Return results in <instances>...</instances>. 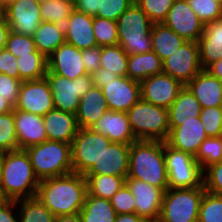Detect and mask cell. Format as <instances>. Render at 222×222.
Returning a JSON list of instances; mask_svg holds the SVG:
<instances>
[{"instance_id": "1", "label": "cell", "mask_w": 222, "mask_h": 222, "mask_svg": "<svg viewBox=\"0 0 222 222\" xmlns=\"http://www.w3.org/2000/svg\"><path fill=\"white\" fill-rule=\"evenodd\" d=\"M87 194L84 175L70 173L40 180L36 197L55 215L79 213Z\"/></svg>"}, {"instance_id": "2", "label": "cell", "mask_w": 222, "mask_h": 222, "mask_svg": "<svg viewBox=\"0 0 222 222\" xmlns=\"http://www.w3.org/2000/svg\"><path fill=\"white\" fill-rule=\"evenodd\" d=\"M126 178H135L148 184L168 189V177L164 156V141L136 140L130 145L129 173Z\"/></svg>"}, {"instance_id": "3", "label": "cell", "mask_w": 222, "mask_h": 222, "mask_svg": "<svg viewBox=\"0 0 222 222\" xmlns=\"http://www.w3.org/2000/svg\"><path fill=\"white\" fill-rule=\"evenodd\" d=\"M39 183L25 149L4 152L1 199L34 198Z\"/></svg>"}, {"instance_id": "4", "label": "cell", "mask_w": 222, "mask_h": 222, "mask_svg": "<svg viewBox=\"0 0 222 222\" xmlns=\"http://www.w3.org/2000/svg\"><path fill=\"white\" fill-rule=\"evenodd\" d=\"M39 180L59 177L73 172L71 144L61 141H44L25 149Z\"/></svg>"}, {"instance_id": "5", "label": "cell", "mask_w": 222, "mask_h": 222, "mask_svg": "<svg viewBox=\"0 0 222 222\" xmlns=\"http://www.w3.org/2000/svg\"><path fill=\"white\" fill-rule=\"evenodd\" d=\"M152 26L149 17L134 1L117 19L118 44L128 55L152 51Z\"/></svg>"}, {"instance_id": "6", "label": "cell", "mask_w": 222, "mask_h": 222, "mask_svg": "<svg viewBox=\"0 0 222 222\" xmlns=\"http://www.w3.org/2000/svg\"><path fill=\"white\" fill-rule=\"evenodd\" d=\"M126 113L137 140H167L170 133L167 108L140 99Z\"/></svg>"}, {"instance_id": "7", "label": "cell", "mask_w": 222, "mask_h": 222, "mask_svg": "<svg viewBox=\"0 0 222 222\" xmlns=\"http://www.w3.org/2000/svg\"><path fill=\"white\" fill-rule=\"evenodd\" d=\"M204 187L168 188L163 195L159 219L162 222H198Z\"/></svg>"}, {"instance_id": "8", "label": "cell", "mask_w": 222, "mask_h": 222, "mask_svg": "<svg viewBox=\"0 0 222 222\" xmlns=\"http://www.w3.org/2000/svg\"><path fill=\"white\" fill-rule=\"evenodd\" d=\"M164 156L168 188L189 189L204 187L203 170L193 155L172 148L164 141Z\"/></svg>"}, {"instance_id": "9", "label": "cell", "mask_w": 222, "mask_h": 222, "mask_svg": "<svg viewBox=\"0 0 222 222\" xmlns=\"http://www.w3.org/2000/svg\"><path fill=\"white\" fill-rule=\"evenodd\" d=\"M112 141L91 128H79L71 143L73 173L85 175Z\"/></svg>"}, {"instance_id": "10", "label": "cell", "mask_w": 222, "mask_h": 222, "mask_svg": "<svg viewBox=\"0 0 222 222\" xmlns=\"http://www.w3.org/2000/svg\"><path fill=\"white\" fill-rule=\"evenodd\" d=\"M45 78L50 85L54 108L73 114L78 110L80 98L93 86L91 74L68 79L47 70Z\"/></svg>"}, {"instance_id": "11", "label": "cell", "mask_w": 222, "mask_h": 222, "mask_svg": "<svg viewBox=\"0 0 222 222\" xmlns=\"http://www.w3.org/2000/svg\"><path fill=\"white\" fill-rule=\"evenodd\" d=\"M163 62V72L187 85L201 70L198 42L186 41Z\"/></svg>"}, {"instance_id": "12", "label": "cell", "mask_w": 222, "mask_h": 222, "mask_svg": "<svg viewBox=\"0 0 222 222\" xmlns=\"http://www.w3.org/2000/svg\"><path fill=\"white\" fill-rule=\"evenodd\" d=\"M14 109L44 116L54 109L53 97L47 79L23 81Z\"/></svg>"}, {"instance_id": "13", "label": "cell", "mask_w": 222, "mask_h": 222, "mask_svg": "<svg viewBox=\"0 0 222 222\" xmlns=\"http://www.w3.org/2000/svg\"><path fill=\"white\" fill-rule=\"evenodd\" d=\"M184 86L180 81L162 72L140 82L141 99L168 109Z\"/></svg>"}, {"instance_id": "14", "label": "cell", "mask_w": 222, "mask_h": 222, "mask_svg": "<svg viewBox=\"0 0 222 222\" xmlns=\"http://www.w3.org/2000/svg\"><path fill=\"white\" fill-rule=\"evenodd\" d=\"M163 24L186 41L194 42H198L205 26L186 0L174 1Z\"/></svg>"}, {"instance_id": "15", "label": "cell", "mask_w": 222, "mask_h": 222, "mask_svg": "<svg viewBox=\"0 0 222 222\" xmlns=\"http://www.w3.org/2000/svg\"><path fill=\"white\" fill-rule=\"evenodd\" d=\"M125 185L135 198V213L149 220L159 219L164 191L135 178H126Z\"/></svg>"}, {"instance_id": "16", "label": "cell", "mask_w": 222, "mask_h": 222, "mask_svg": "<svg viewBox=\"0 0 222 222\" xmlns=\"http://www.w3.org/2000/svg\"><path fill=\"white\" fill-rule=\"evenodd\" d=\"M101 89L109 110L127 112L141 99L140 82L127 76H118Z\"/></svg>"}, {"instance_id": "17", "label": "cell", "mask_w": 222, "mask_h": 222, "mask_svg": "<svg viewBox=\"0 0 222 222\" xmlns=\"http://www.w3.org/2000/svg\"><path fill=\"white\" fill-rule=\"evenodd\" d=\"M10 31L33 37L42 22L40 4L34 0H16L5 9Z\"/></svg>"}, {"instance_id": "18", "label": "cell", "mask_w": 222, "mask_h": 222, "mask_svg": "<svg viewBox=\"0 0 222 222\" xmlns=\"http://www.w3.org/2000/svg\"><path fill=\"white\" fill-rule=\"evenodd\" d=\"M47 70L68 79L87 74L82 60V50L66 42L61 44L47 57Z\"/></svg>"}, {"instance_id": "19", "label": "cell", "mask_w": 222, "mask_h": 222, "mask_svg": "<svg viewBox=\"0 0 222 222\" xmlns=\"http://www.w3.org/2000/svg\"><path fill=\"white\" fill-rule=\"evenodd\" d=\"M207 138L200 116L196 120L180 121L170 130L165 141L170 147L195 155L200 144Z\"/></svg>"}, {"instance_id": "20", "label": "cell", "mask_w": 222, "mask_h": 222, "mask_svg": "<svg viewBox=\"0 0 222 222\" xmlns=\"http://www.w3.org/2000/svg\"><path fill=\"white\" fill-rule=\"evenodd\" d=\"M129 150L128 144L112 142L85 175H113L126 179L129 173Z\"/></svg>"}, {"instance_id": "21", "label": "cell", "mask_w": 222, "mask_h": 222, "mask_svg": "<svg viewBox=\"0 0 222 222\" xmlns=\"http://www.w3.org/2000/svg\"><path fill=\"white\" fill-rule=\"evenodd\" d=\"M91 129L114 143L131 145L137 140L130 127L127 113L123 111L108 109Z\"/></svg>"}, {"instance_id": "22", "label": "cell", "mask_w": 222, "mask_h": 222, "mask_svg": "<svg viewBox=\"0 0 222 222\" xmlns=\"http://www.w3.org/2000/svg\"><path fill=\"white\" fill-rule=\"evenodd\" d=\"M17 142L20 149L47 141L43 117L30 112L13 110Z\"/></svg>"}, {"instance_id": "23", "label": "cell", "mask_w": 222, "mask_h": 222, "mask_svg": "<svg viewBox=\"0 0 222 222\" xmlns=\"http://www.w3.org/2000/svg\"><path fill=\"white\" fill-rule=\"evenodd\" d=\"M65 41L79 50L97 46L93 16L74 10L64 24Z\"/></svg>"}, {"instance_id": "24", "label": "cell", "mask_w": 222, "mask_h": 222, "mask_svg": "<svg viewBox=\"0 0 222 222\" xmlns=\"http://www.w3.org/2000/svg\"><path fill=\"white\" fill-rule=\"evenodd\" d=\"M43 123L48 141L71 144L79 129L75 114L55 108L43 116Z\"/></svg>"}, {"instance_id": "25", "label": "cell", "mask_w": 222, "mask_h": 222, "mask_svg": "<svg viewBox=\"0 0 222 222\" xmlns=\"http://www.w3.org/2000/svg\"><path fill=\"white\" fill-rule=\"evenodd\" d=\"M202 108L222 106V81L206 69L201 70L187 85Z\"/></svg>"}, {"instance_id": "26", "label": "cell", "mask_w": 222, "mask_h": 222, "mask_svg": "<svg viewBox=\"0 0 222 222\" xmlns=\"http://www.w3.org/2000/svg\"><path fill=\"white\" fill-rule=\"evenodd\" d=\"M107 110L108 105L102 89L92 86L79 100L75 114L79 128H91Z\"/></svg>"}, {"instance_id": "27", "label": "cell", "mask_w": 222, "mask_h": 222, "mask_svg": "<svg viewBox=\"0 0 222 222\" xmlns=\"http://www.w3.org/2000/svg\"><path fill=\"white\" fill-rule=\"evenodd\" d=\"M198 45L200 63L203 69L222 59V17L205 24Z\"/></svg>"}, {"instance_id": "28", "label": "cell", "mask_w": 222, "mask_h": 222, "mask_svg": "<svg viewBox=\"0 0 222 222\" xmlns=\"http://www.w3.org/2000/svg\"><path fill=\"white\" fill-rule=\"evenodd\" d=\"M202 107L192 92L184 86L178 97L168 108L170 130L180 125V121L196 120Z\"/></svg>"}, {"instance_id": "29", "label": "cell", "mask_w": 222, "mask_h": 222, "mask_svg": "<svg viewBox=\"0 0 222 222\" xmlns=\"http://www.w3.org/2000/svg\"><path fill=\"white\" fill-rule=\"evenodd\" d=\"M163 72V62L153 51L128 56L127 77L141 82Z\"/></svg>"}, {"instance_id": "30", "label": "cell", "mask_w": 222, "mask_h": 222, "mask_svg": "<svg viewBox=\"0 0 222 222\" xmlns=\"http://www.w3.org/2000/svg\"><path fill=\"white\" fill-rule=\"evenodd\" d=\"M152 51L163 61L174 54L186 40L163 23H154L151 29Z\"/></svg>"}, {"instance_id": "31", "label": "cell", "mask_w": 222, "mask_h": 222, "mask_svg": "<svg viewBox=\"0 0 222 222\" xmlns=\"http://www.w3.org/2000/svg\"><path fill=\"white\" fill-rule=\"evenodd\" d=\"M37 50L46 58L65 43L64 25L42 21L33 35Z\"/></svg>"}, {"instance_id": "32", "label": "cell", "mask_w": 222, "mask_h": 222, "mask_svg": "<svg viewBox=\"0 0 222 222\" xmlns=\"http://www.w3.org/2000/svg\"><path fill=\"white\" fill-rule=\"evenodd\" d=\"M81 222H114L117 213L110 200L86 194L83 208L79 212Z\"/></svg>"}, {"instance_id": "33", "label": "cell", "mask_w": 222, "mask_h": 222, "mask_svg": "<svg viewBox=\"0 0 222 222\" xmlns=\"http://www.w3.org/2000/svg\"><path fill=\"white\" fill-rule=\"evenodd\" d=\"M87 193L94 197L110 200L125 184L123 177L113 175H84Z\"/></svg>"}, {"instance_id": "34", "label": "cell", "mask_w": 222, "mask_h": 222, "mask_svg": "<svg viewBox=\"0 0 222 222\" xmlns=\"http://www.w3.org/2000/svg\"><path fill=\"white\" fill-rule=\"evenodd\" d=\"M19 222H54L55 215L37 198L18 199Z\"/></svg>"}, {"instance_id": "35", "label": "cell", "mask_w": 222, "mask_h": 222, "mask_svg": "<svg viewBox=\"0 0 222 222\" xmlns=\"http://www.w3.org/2000/svg\"><path fill=\"white\" fill-rule=\"evenodd\" d=\"M19 79L29 81L44 78L47 72V58L39 51L16 58Z\"/></svg>"}, {"instance_id": "36", "label": "cell", "mask_w": 222, "mask_h": 222, "mask_svg": "<svg viewBox=\"0 0 222 222\" xmlns=\"http://www.w3.org/2000/svg\"><path fill=\"white\" fill-rule=\"evenodd\" d=\"M128 56L119 44L101 47L100 68L118 76H127Z\"/></svg>"}, {"instance_id": "37", "label": "cell", "mask_w": 222, "mask_h": 222, "mask_svg": "<svg viewBox=\"0 0 222 222\" xmlns=\"http://www.w3.org/2000/svg\"><path fill=\"white\" fill-rule=\"evenodd\" d=\"M75 10L74 0H48L40 4L42 21L64 25Z\"/></svg>"}, {"instance_id": "38", "label": "cell", "mask_w": 222, "mask_h": 222, "mask_svg": "<svg viewBox=\"0 0 222 222\" xmlns=\"http://www.w3.org/2000/svg\"><path fill=\"white\" fill-rule=\"evenodd\" d=\"M195 160L204 171L210 165L222 161L221 137H207L199 146L194 155Z\"/></svg>"}, {"instance_id": "39", "label": "cell", "mask_w": 222, "mask_h": 222, "mask_svg": "<svg viewBox=\"0 0 222 222\" xmlns=\"http://www.w3.org/2000/svg\"><path fill=\"white\" fill-rule=\"evenodd\" d=\"M93 31L96 43L100 47L118 44L117 21L93 17Z\"/></svg>"}, {"instance_id": "40", "label": "cell", "mask_w": 222, "mask_h": 222, "mask_svg": "<svg viewBox=\"0 0 222 222\" xmlns=\"http://www.w3.org/2000/svg\"><path fill=\"white\" fill-rule=\"evenodd\" d=\"M198 222H222V196L205 191L199 207Z\"/></svg>"}, {"instance_id": "41", "label": "cell", "mask_w": 222, "mask_h": 222, "mask_svg": "<svg viewBox=\"0 0 222 222\" xmlns=\"http://www.w3.org/2000/svg\"><path fill=\"white\" fill-rule=\"evenodd\" d=\"M14 112L0 115V152L19 150Z\"/></svg>"}, {"instance_id": "42", "label": "cell", "mask_w": 222, "mask_h": 222, "mask_svg": "<svg viewBox=\"0 0 222 222\" xmlns=\"http://www.w3.org/2000/svg\"><path fill=\"white\" fill-rule=\"evenodd\" d=\"M154 23H163L175 0H134Z\"/></svg>"}, {"instance_id": "43", "label": "cell", "mask_w": 222, "mask_h": 222, "mask_svg": "<svg viewBox=\"0 0 222 222\" xmlns=\"http://www.w3.org/2000/svg\"><path fill=\"white\" fill-rule=\"evenodd\" d=\"M5 49L11 52L16 58L38 51L33 37L13 31H10L7 36Z\"/></svg>"}, {"instance_id": "44", "label": "cell", "mask_w": 222, "mask_h": 222, "mask_svg": "<svg viewBox=\"0 0 222 222\" xmlns=\"http://www.w3.org/2000/svg\"><path fill=\"white\" fill-rule=\"evenodd\" d=\"M186 1L204 25L222 17V6L213 0Z\"/></svg>"}, {"instance_id": "45", "label": "cell", "mask_w": 222, "mask_h": 222, "mask_svg": "<svg viewBox=\"0 0 222 222\" xmlns=\"http://www.w3.org/2000/svg\"><path fill=\"white\" fill-rule=\"evenodd\" d=\"M200 119L207 137H219L222 134V106L202 108Z\"/></svg>"}, {"instance_id": "46", "label": "cell", "mask_w": 222, "mask_h": 222, "mask_svg": "<svg viewBox=\"0 0 222 222\" xmlns=\"http://www.w3.org/2000/svg\"><path fill=\"white\" fill-rule=\"evenodd\" d=\"M133 2L134 0H101L96 16L117 21Z\"/></svg>"}, {"instance_id": "47", "label": "cell", "mask_w": 222, "mask_h": 222, "mask_svg": "<svg viewBox=\"0 0 222 222\" xmlns=\"http://www.w3.org/2000/svg\"><path fill=\"white\" fill-rule=\"evenodd\" d=\"M203 174L205 190L209 193L222 196V161L207 167L203 171Z\"/></svg>"}, {"instance_id": "48", "label": "cell", "mask_w": 222, "mask_h": 222, "mask_svg": "<svg viewBox=\"0 0 222 222\" xmlns=\"http://www.w3.org/2000/svg\"><path fill=\"white\" fill-rule=\"evenodd\" d=\"M117 214L135 213V198L129 188L124 184L110 199Z\"/></svg>"}, {"instance_id": "49", "label": "cell", "mask_w": 222, "mask_h": 222, "mask_svg": "<svg viewBox=\"0 0 222 222\" xmlns=\"http://www.w3.org/2000/svg\"><path fill=\"white\" fill-rule=\"evenodd\" d=\"M22 82L18 78H12L4 73H0V96L4 97L14 108Z\"/></svg>"}, {"instance_id": "50", "label": "cell", "mask_w": 222, "mask_h": 222, "mask_svg": "<svg viewBox=\"0 0 222 222\" xmlns=\"http://www.w3.org/2000/svg\"><path fill=\"white\" fill-rule=\"evenodd\" d=\"M101 47L94 46L82 50V60L87 74H94L100 68Z\"/></svg>"}, {"instance_id": "51", "label": "cell", "mask_w": 222, "mask_h": 222, "mask_svg": "<svg viewBox=\"0 0 222 222\" xmlns=\"http://www.w3.org/2000/svg\"><path fill=\"white\" fill-rule=\"evenodd\" d=\"M0 73L19 79L16 57L6 49L0 50Z\"/></svg>"}, {"instance_id": "52", "label": "cell", "mask_w": 222, "mask_h": 222, "mask_svg": "<svg viewBox=\"0 0 222 222\" xmlns=\"http://www.w3.org/2000/svg\"><path fill=\"white\" fill-rule=\"evenodd\" d=\"M17 200L0 199V222H19L18 214L15 216Z\"/></svg>"}, {"instance_id": "53", "label": "cell", "mask_w": 222, "mask_h": 222, "mask_svg": "<svg viewBox=\"0 0 222 222\" xmlns=\"http://www.w3.org/2000/svg\"><path fill=\"white\" fill-rule=\"evenodd\" d=\"M101 0H74L76 11L96 17Z\"/></svg>"}, {"instance_id": "54", "label": "cell", "mask_w": 222, "mask_h": 222, "mask_svg": "<svg viewBox=\"0 0 222 222\" xmlns=\"http://www.w3.org/2000/svg\"><path fill=\"white\" fill-rule=\"evenodd\" d=\"M117 77L118 75L114 74V72L105 68H99L94 74H92L93 86L102 88L106 85V82L114 80Z\"/></svg>"}, {"instance_id": "55", "label": "cell", "mask_w": 222, "mask_h": 222, "mask_svg": "<svg viewBox=\"0 0 222 222\" xmlns=\"http://www.w3.org/2000/svg\"><path fill=\"white\" fill-rule=\"evenodd\" d=\"M114 222H147V220L136 213H123L117 214Z\"/></svg>"}, {"instance_id": "56", "label": "cell", "mask_w": 222, "mask_h": 222, "mask_svg": "<svg viewBox=\"0 0 222 222\" xmlns=\"http://www.w3.org/2000/svg\"><path fill=\"white\" fill-rule=\"evenodd\" d=\"M10 32V27L6 18L0 22V50L5 49L7 36Z\"/></svg>"}, {"instance_id": "57", "label": "cell", "mask_w": 222, "mask_h": 222, "mask_svg": "<svg viewBox=\"0 0 222 222\" xmlns=\"http://www.w3.org/2000/svg\"><path fill=\"white\" fill-rule=\"evenodd\" d=\"M206 70L214 77L222 81V59L215 61L209 65Z\"/></svg>"}, {"instance_id": "58", "label": "cell", "mask_w": 222, "mask_h": 222, "mask_svg": "<svg viewBox=\"0 0 222 222\" xmlns=\"http://www.w3.org/2000/svg\"><path fill=\"white\" fill-rule=\"evenodd\" d=\"M54 222H81L80 214L60 215L55 217Z\"/></svg>"}, {"instance_id": "59", "label": "cell", "mask_w": 222, "mask_h": 222, "mask_svg": "<svg viewBox=\"0 0 222 222\" xmlns=\"http://www.w3.org/2000/svg\"><path fill=\"white\" fill-rule=\"evenodd\" d=\"M14 107L2 96H0V115L11 112Z\"/></svg>"}, {"instance_id": "60", "label": "cell", "mask_w": 222, "mask_h": 222, "mask_svg": "<svg viewBox=\"0 0 222 222\" xmlns=\"http://www.w3.org/2000/svg\"><path fill=\"white\" fill-rule=\"evenodd\" d=\"M3 158H4V152H0V199H1V182H2V170H3Z\"/></svg>"}, {"instance_id": "61", "label": "cell", "mask_w": 222, "mask_h": 222, "mask_svg": "<svg viewBox=\"0 0 222 222\" xmlns=\"http://www.w3.org/2000/svg\"><path fill=\"white\" fill-rule=\"evenodd\" d=\"M16 0H0V5L6 9L8 8L11 4H13Z\"/></svg>"}, {"instance_id": "62", "label": "cell", "mask_w": 222, "mask_h": 222, "mask_svg": "<svg viewBox=\"0 0 222 222\" xmlns=\"http://www.w3.org/2000/svg\"><path fill=\"white\" fill-rule=\"evenodd\" d=\"M5 19V9L0 5V22Z\"/></svg>"}, {"instance_id": "63", "label": "cell", "mask_w": 222, "mask_h": 222, "mask_svg": "<svg viewBox=\"0 0 222 222\" xmlns=\"http://www.w3.org/2000/svg\"><path fill=\"white\" fill-rule=\"evenodd\" d=\"M36 3H39V4H42V3H44V2H46V1H48V0H34Z\"/></svg>"}, {"instance_id": "64", "label": "cell", "mask_w": 222, "mask_h": 222, "mask_svg": "<svg viewBox=\"0 0 222 222\" xmlns=\"http://www.w3.org/2000/svg\"><path fill=\"white\" fill-rule=\"evenodd\" d=\"M147 222H162L160 219H155V220H149Z\"/></svg>"}, {"instance_id": "65", "label": "cell", "mask_w": 222, "mask_h": 222, "mask_svg": "<svg viewBox=\"0 0 222 222\" xmlns=\"http://www.w3.org/2000/svg\"><path fill=\"white\" fill-rule=\"evenodd\" d=\"M213 1L219 3L222 6V0H213Z\"/></svg>"}]
</instances>
